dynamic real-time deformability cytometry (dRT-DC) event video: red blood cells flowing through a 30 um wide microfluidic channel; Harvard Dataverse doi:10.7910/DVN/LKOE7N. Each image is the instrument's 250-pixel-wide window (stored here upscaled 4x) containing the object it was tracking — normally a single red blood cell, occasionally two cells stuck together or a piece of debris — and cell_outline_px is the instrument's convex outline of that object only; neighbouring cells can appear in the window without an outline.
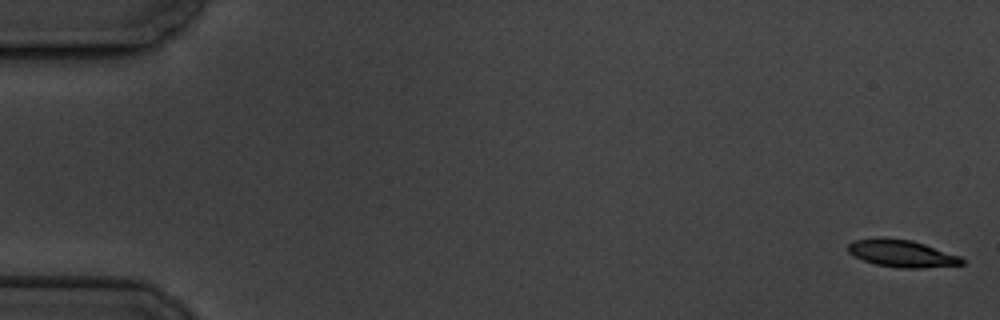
{"species": "common noctule bat (a hibernating species)", "species_latin": "Nyctalus noctula", "temperature_condition": "cold", "stored_images_in_passage": 5, "camera_frame_rate_fps": 3000, "um_per_image_px": 0.085, "animal": {"sex": "male", "body_mass_g": 19.5, "forearm_length_mm": 54.6}, "frame": {"image": 1, "passage_image": 1, "time_ms": 0.0, "image_size_px": [1000, 320], "cell_outline_px": [[964, 264], [920, 268], [900, 268], [876, 264], [864, 260], [848, 252], [848, 244], [852, 240], [880, 236], [884, 236], [912, 240], [960, 256], [964, 260]], "centroid_in_image_um": [76.62, 21.52], "position_along_channel_um": 8.4, "area_um2": 18.15}}
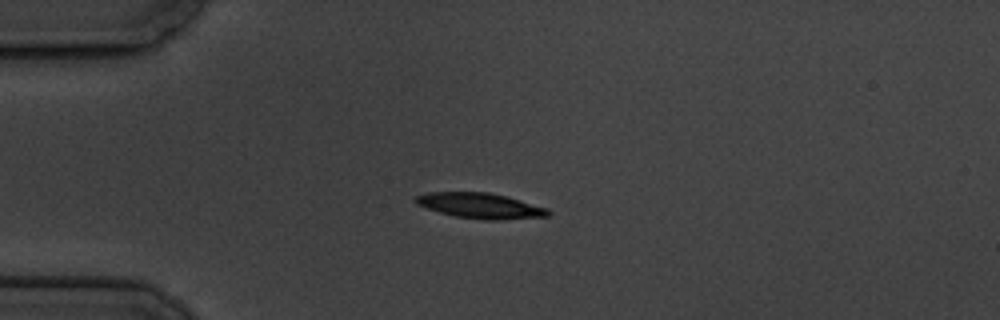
{"frame": {"image": 2, "passage_image": 5, "time_ms": 4.667, "image_size_px": [1000, 320], "cell_outline_px": [[552, 212], [548, 216], [500, 220], [484, 220], [456, 216], [440, 212], [416, 204], [416, 196], [428, 192], [488, 192], [504, 196], [548, 208]], "centroid_in_image_um": [40.85, 17.49], "position_along_channel_um": 44.2, "area_um2": 19.36}}